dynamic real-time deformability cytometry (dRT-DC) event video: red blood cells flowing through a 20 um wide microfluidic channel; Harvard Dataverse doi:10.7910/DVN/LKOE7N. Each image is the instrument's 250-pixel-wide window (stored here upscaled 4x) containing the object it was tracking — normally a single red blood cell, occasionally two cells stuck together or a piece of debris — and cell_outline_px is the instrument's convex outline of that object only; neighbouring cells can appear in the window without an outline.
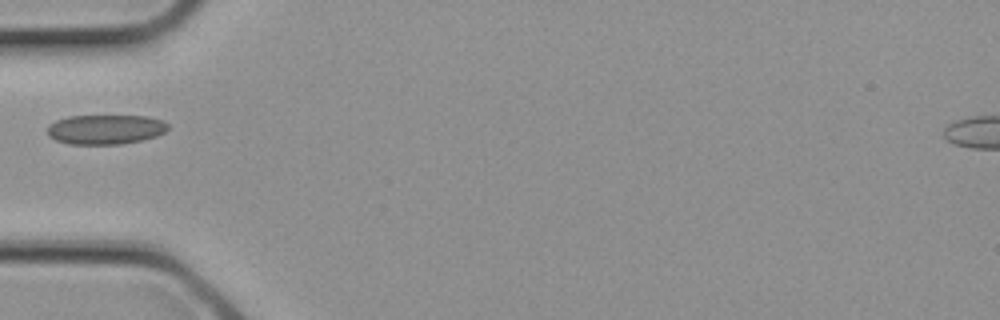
{"species": "common noctule bat (a hibernating species)", "species_latin": "Nyctalus noctula", "temperature_condition": "cold", "stored_images_in_passage": 3, "camera_frame_rate_fps": 3000, "um_per_image_px": 0.085, "animal": {"sex": "female", "body_mass_g": 21.9}, "frame": {"image": 1, "passage_image": 3, "time_ms": 0.667, "image_size_px": [1000, 320], "cell_outline_px": [[168, 128], [164, 132], [156, 136], [140, 140], [120, 144], [68, 144], [56, 140], [48, 136], [48, 124], [56, 120], [68, 116], [148, 116], [164, 120], [168, 124]], "centroid_in_image_um": [8.95, 10.99], "position_along_channel_um": 76.0, "area_um2": 20.87}}